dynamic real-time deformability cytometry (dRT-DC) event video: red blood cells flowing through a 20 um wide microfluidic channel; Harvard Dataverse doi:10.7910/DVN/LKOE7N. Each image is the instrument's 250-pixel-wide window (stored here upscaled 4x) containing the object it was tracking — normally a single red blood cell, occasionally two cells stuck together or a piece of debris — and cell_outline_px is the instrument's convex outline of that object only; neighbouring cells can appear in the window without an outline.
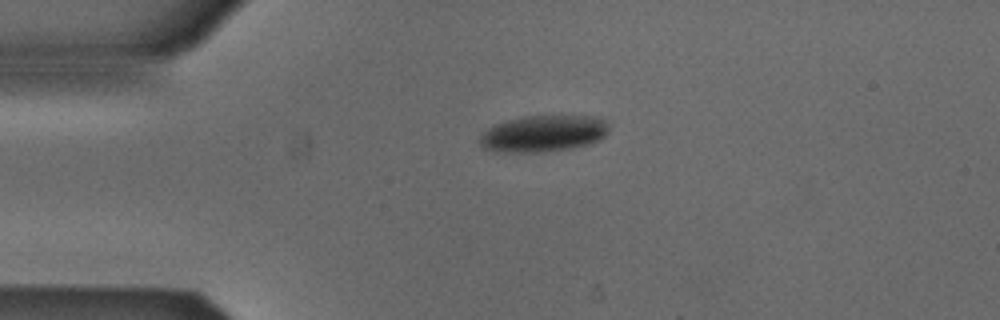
{"species": "Egyptian fruit bat (a non-hibernating species)", "species_latin": "Rousettus aegyptiacus", "temperature_condition": "cold", "stored_images_in_passage": 3, "camera_frame_rate_fps": 3000, "um_per_image_px": 0.085, "animal": {"sex": "male"}, "frame": {"image": 1, "passage_image": 1, "time_ms": 0.0, "image_size_px": [1000, 320], "cell_outline_px": [[608, 132], [604, 136], [596, 140], [584, 144], [568, 148], [540, 152], [496, 152], [484, 148], [480, 144], [480, 136], [488, 128], [496, 124], [508, 120], [524, 116], [592, 116], [604, 120], [608, 124]], "centroid_in_image_um": [46.14, 11.35], "position_along_channel_um": 38.9, "area_um2": 27.05}}
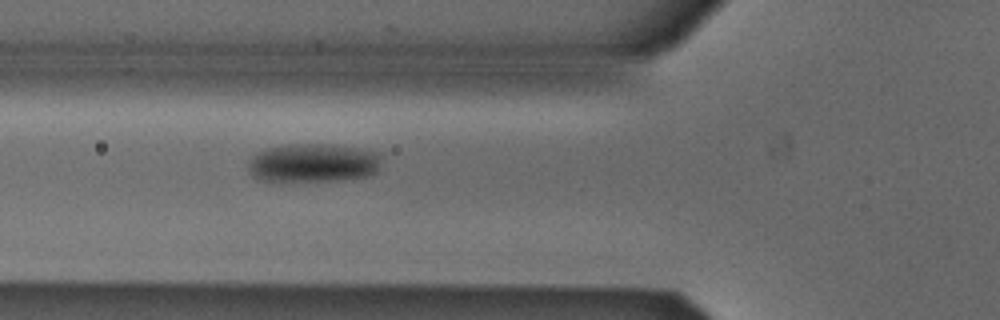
{"frame": {"image": 2, "passage_image": 3, "time_ms": 0.667, "image_size_px": [1000, 320], "cell_outline_px": [[380, 168], [372, 176], [336, 180], [264, 180], [252, 176], [248, 168], [248, 160], [256, 152], [268, 148], [284, 144], [320, 144], [356, 148], [380, 152]], "centroid_in_image_um": [26.63, 13.83], "position_along_channel_um": 99.2, "area_um2": 29.94}}